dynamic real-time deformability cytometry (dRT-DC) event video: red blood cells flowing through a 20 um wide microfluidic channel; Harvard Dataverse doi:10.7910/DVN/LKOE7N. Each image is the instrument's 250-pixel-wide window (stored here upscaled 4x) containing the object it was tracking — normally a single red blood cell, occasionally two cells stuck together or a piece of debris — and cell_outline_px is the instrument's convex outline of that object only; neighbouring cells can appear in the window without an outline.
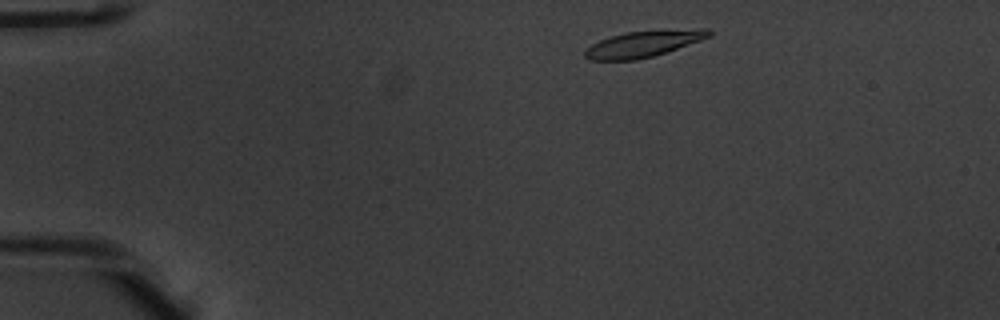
{"species": "common noctule bat (a hibernating species)", "species_latin": "Nyctalus noctula", "temperature_condition": "warm", "stored_images_in_passage": 46, "camera_frame_rate_fps": 3000, "um_per_image_px": 0.085, "animal": {"sex": "male", "body_mass_g": 20.1, "forearm_length_mm": 53.5}, "frame": {"image": 1, "passage_image": 3, "time_ms": 0.667, "image_size_px": [1000, 320], "cell_outline_px": [[712, 36], [652, 56], [636, 60], [588, 60], [584, 56], [584, 52], [592, 44], [600, 40], [624, 32], [700, 28], [708, 28], [712, 32]], "centroid_in_image_um": [54.69, 3.72], "position_along_channel_um": 30.3, "area_um2": 18.73}}
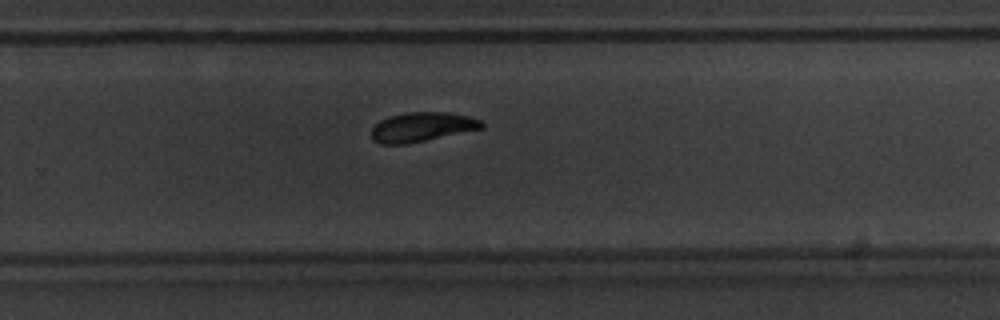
{"frame": {"image": 2, "passage_image": 29, "time_ms": 9.333, "image_size_px": [1000, 320], "cell_outline_px": [[484, 128], [408, 144], [380, 144], [372, 140], [372, 128], [380, 120], [388, 116], [408, 112], [444, 112], [472, 116], [480, 120], [484, 124]], "centroid_in_image_um": [35.87, 10.79], "position_along_channel_um": 293.9, "area_um2": 19.02}}
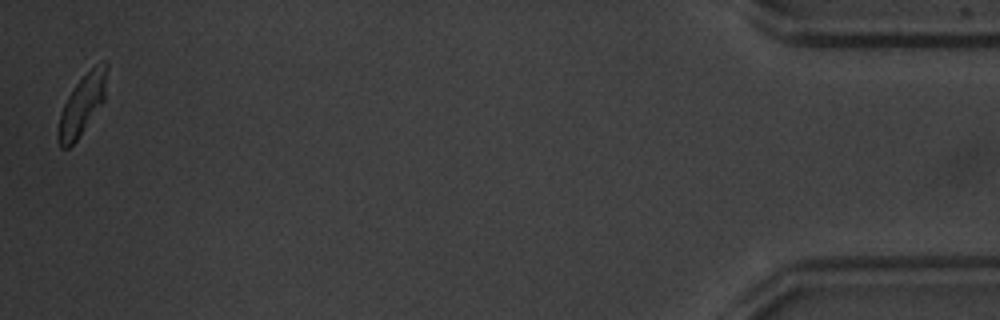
{"frame": {"image": 3, "passage_image": 46, "time_ms": 15.0, "image_size_px": [1000, 320], "cell_outline_px": [[108, 68], [104, 100], [76, 140], [68, 148], [60, 148], [56, 136], [60, 112], [68, 96], [76, 84], [96, 64], [104, 60], [108, 64]], "centroid_in_image_um": [6.97, 8.9], "position_along_channel_um": 428.2, "area_um2": 16.82}, "authors_computed_cell_mechanics": {"area_um2": 19.1029, "velocity_mm_per_s": 3.8185, "shape_relaxation_time_tau1_ms": 2.7321, "shape_relaxation_time_tau2_ms": 5.9694, "deformation_change_tau1": 0.1692, "deformation_change_tau2": 0.1262}}